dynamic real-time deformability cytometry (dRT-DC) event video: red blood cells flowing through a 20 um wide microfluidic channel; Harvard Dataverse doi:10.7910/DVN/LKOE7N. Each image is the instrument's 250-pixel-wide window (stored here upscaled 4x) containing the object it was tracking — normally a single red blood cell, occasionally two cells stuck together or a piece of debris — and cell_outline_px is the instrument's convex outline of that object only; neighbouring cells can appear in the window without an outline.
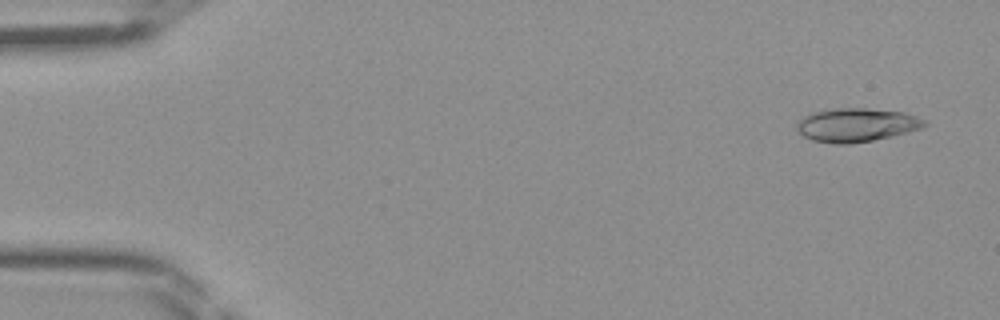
{"species": "Egyptian fruit bat (a non-hibernating species)", "species_latin": "Rousettus aegyptiacus", "temperature_condition": "room temperature", "stored_images_in_passage": 46, "camera_frame_rate_fps": 3000, "um_per_image_px": 0.085, "frame": {"image": 1, "passage_image": 3, "time_ms": 0.667, "image_size_px": [1000, 320], "cell_outline_px": [[928, 124], [920, 128], [908, 132], [892, 136], [872, 140], [848, 144], [832, 144], [812, 140], [804, 136], [796, 128], [796, 124], [804, 116], [812, 112], [836, 108], [868, 108], [904, 112], [916, 116], [924, 120]], "centroid_in_image_um": [72.79, 10.62], "position_along_channel_um": 12.2, "area_um2": 24.97}}
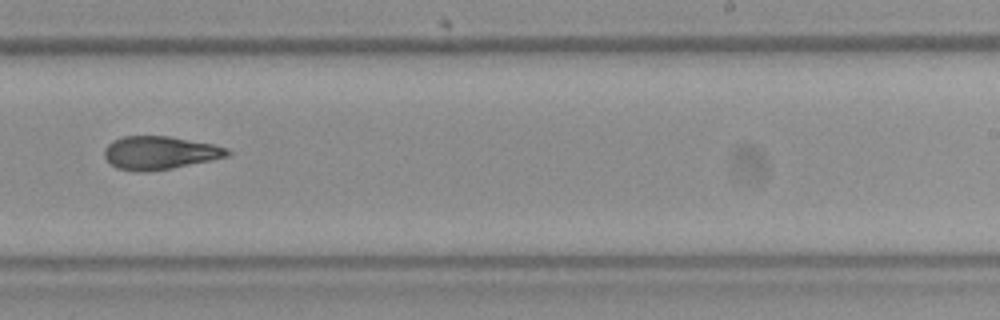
{"frame": {"image": 2, "passage_image": 29, "time_ms": 9.333, "image_size_px": [1000, 320], "cell_outline_px": [[232, 152], [228, 156], [212, 160], [172, 168], [148, 172], [140, 172], [116, 168], [104, 156], [104, 148], [112, 140], [124, 136], [168, 136], [212, 144], [228, 148]], "centroid_in_image_um": [13.57, 12.99], "position_along_channel_um": 275.4, "area_um2": 23.81}}
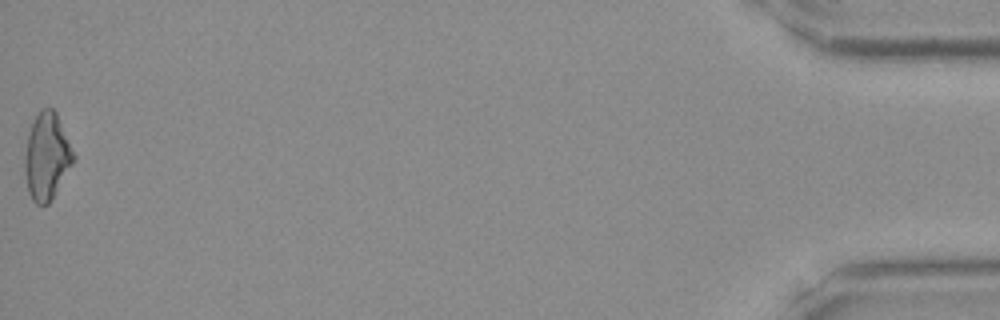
{"frame": {"image": 3, "passage_image": 46, "time_ms": 15.0, "image_size_px": [1000, 320], "cell_outline_px": [[76, 156], [72, 164], [52, 200], [48, 204], [36, 204], [32, 200], [28, 192], [24, 172], [24, 156], [28, 132], [40, 108], [52, 108], [56, 112]], "centroid_in_image_um": [3.96, 13.31], "position_along_channel_um": 431.2, "area_um2": 24.74}}